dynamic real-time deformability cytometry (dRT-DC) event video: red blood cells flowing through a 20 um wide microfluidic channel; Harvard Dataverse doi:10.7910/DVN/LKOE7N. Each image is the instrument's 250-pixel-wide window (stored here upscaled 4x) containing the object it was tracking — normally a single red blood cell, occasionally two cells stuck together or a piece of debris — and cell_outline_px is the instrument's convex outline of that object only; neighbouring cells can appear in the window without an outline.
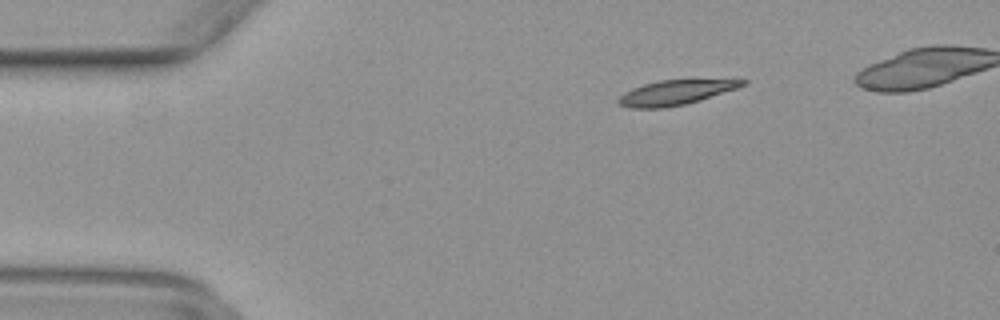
{"species": "common noctule bat (a hibernating species)", "species_latin": "Nyctalus noctula", "temperature_condition": "warm", "stored_images_in_passage": 37, "camera_frame_rate_fps": 3000, "um_per_image_px": 0.085, "animal": {"sex": "female", "body_mass_g": 29.2, "forearm_length_mm": 56.3}, "frame": {"image": 1, "passage_image": 1, "time_ms": 0.0, "image_size_px": [1000, 320], "cell_outline_px": [[748, 84], [700, 100], [684, 104], [664, 108], [632, 108], [620, 104], [616, 100], [624, 92], [632, 88], [644, 84], [660, 80], [748, 80]], "centroid_in_image_um": [57.39, 7.87], "position_along_channel_um": 27.6, "area_um2": 17.57}}
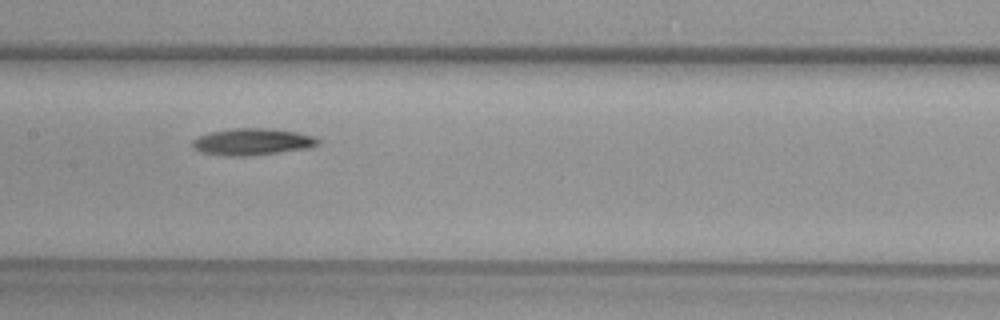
{"frame": {"image": 2, "passage_image": 17, "time_ms": 5.333, "image_size_px": [1000, 320], "cell_outline_px": [[320, 144], [308, 148], [244, 156], [228, 156], [200, 152], [192, 148], [192, 140], [208, 132], [232, 128], [272, 128], [296, 132], [316, 136], [320, 140]], "centroid_in_image_um": [21.44, 12.04], "position_along_channel_um": 186.0, "area_um2": 19.65}}
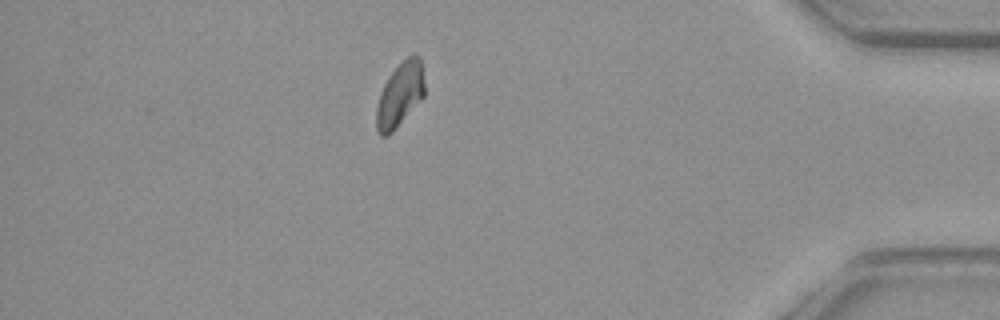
{"frame": {"image": 3, "passage_image": 36, "time_ms": 11.667, "image_size_px": [1000, 320], "cell_outline_px": [[424, 96], [392, 132], [388, 136], [380, 136], [376, 128], [376, 108], [380, 92], [388, 76], [412, 52], [416, 52], [420, 56], [424, 84]], "centroid_in_image_um": [33.98, 8.03], "position_along_channel_um": 401.2, "area_um2": 17.98}}